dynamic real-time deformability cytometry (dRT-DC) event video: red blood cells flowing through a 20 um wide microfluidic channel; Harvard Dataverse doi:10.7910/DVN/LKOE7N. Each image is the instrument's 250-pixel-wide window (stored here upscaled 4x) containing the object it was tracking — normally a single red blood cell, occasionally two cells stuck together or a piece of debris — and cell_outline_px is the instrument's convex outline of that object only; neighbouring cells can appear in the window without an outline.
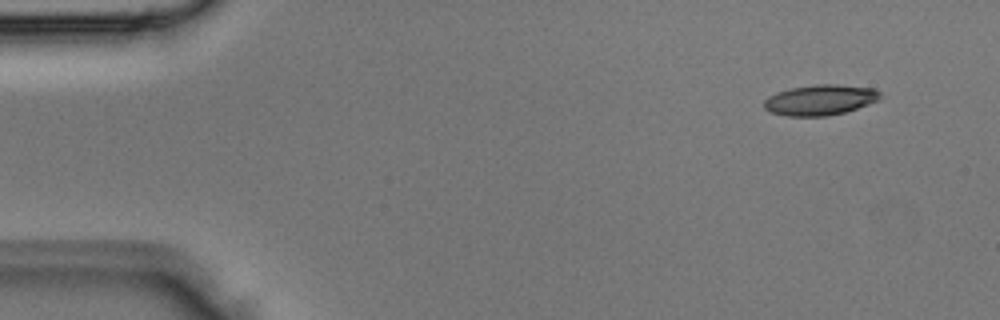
{"species": "Egyptian fruit bat (a non-hibernating species)", "species_latin": "Rousettus aegyptiacus", "temperature_condition": "room temperature", "stored_images_in_passage": 3, "camera_frame_rate_fps": 3000, "um_per_image_px": 0.085, "animal": {"sex": "male"}, "frame": {"image": 1, "passage_image": 1, "time_ms": 0.0, "image_size_px": [1000, 320], "cell_outline_px": [[880, 100], [844, 112], [828, 116], [788, 116], [772, 112], [764, 108], [764, 100], [768, 96], [776, 92], [792, 88], [816, 84], [836, 84], [876, 88], [880, 92]], "centroid_in_image_um": [69.73, 8.49], "position_along_channel_um": 15.3, "area_um2": 20.63}}
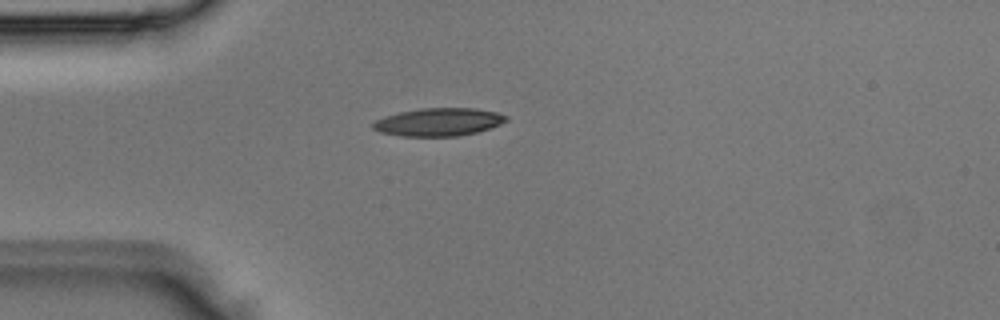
{"frame": {"image": 2, "passage_image": 3, "time_ms": 0.667, "image_size_px": [1000, 320], "cell_outline_px": [[508, 120], [500, 124], [476, 132], [456, 136], [400, 136], [380, 132], [372, 128], [372, 124], [376, 120], [384, 116], [400, 112], [420, 108], [476, 108], [496, 112], [508, 116]], "centroid_in_image_um": [37.27, 10.36], "position_along_channel_um": 47.7, "area_um2": 21.62}}